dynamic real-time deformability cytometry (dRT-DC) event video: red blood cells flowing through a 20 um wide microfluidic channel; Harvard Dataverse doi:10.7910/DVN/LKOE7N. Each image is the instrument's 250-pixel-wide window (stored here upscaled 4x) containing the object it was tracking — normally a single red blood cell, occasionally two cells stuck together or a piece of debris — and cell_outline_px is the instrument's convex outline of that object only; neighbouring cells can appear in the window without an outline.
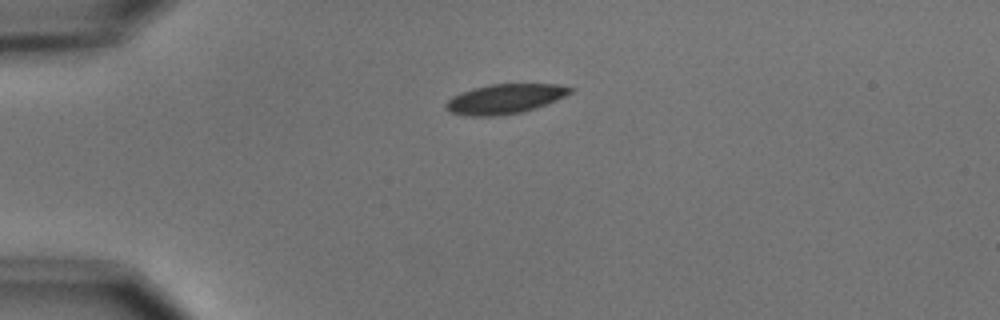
{"species": "common noctule bat (a hibernating species)", "species_latin": "Nyctalus noctula", "temperature_condition": "cold", "stored_images_in_passage": 3, "camera_frame_rate_fps": 3000, "um_per_image_px": 0.085, "animal": {"sex": "male", "body_mass_g": 15.6}, "frame": {"image": 1, "passage_image": 1, "time_ms": 0.0, "image_size_px": [1000, 320], "cell_outline_px": [[576, 88], [572, 92], [556, 100], [536, 108], [524, 112], [496, 116], [464, 116], [448, 112], [444, 108], [444, 104], [452, 96], [460, 92], [472, 88], [488, 84], [560, 84]], "centroid_in_image_um": [42.88, 8.41], "position_along_channel_um": 42.1, "area_um2": 21.91}}
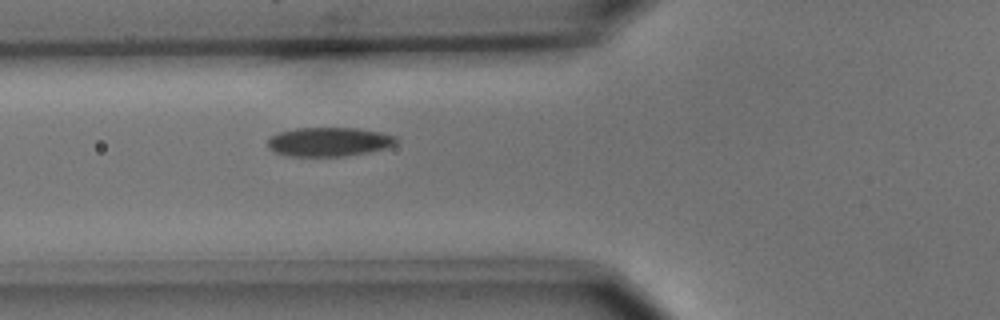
{"frame": {"image": 2, "passage_image": 3, "time_ms": 2.333, "image_size_px": [1000, 320], "cell_outline_px": [[400, 140], [396, 144], [388, 148], [368, 152], [344, 156], [284, 156], [268, 148], [268, 136], [280, 132], [296, 128], [356, 128], [380, 132], [396, 136]], "centroid_in_image_um": [27.98, 12.05], "position_along_channel_um": 97.8, "area_um2": 21.96}}